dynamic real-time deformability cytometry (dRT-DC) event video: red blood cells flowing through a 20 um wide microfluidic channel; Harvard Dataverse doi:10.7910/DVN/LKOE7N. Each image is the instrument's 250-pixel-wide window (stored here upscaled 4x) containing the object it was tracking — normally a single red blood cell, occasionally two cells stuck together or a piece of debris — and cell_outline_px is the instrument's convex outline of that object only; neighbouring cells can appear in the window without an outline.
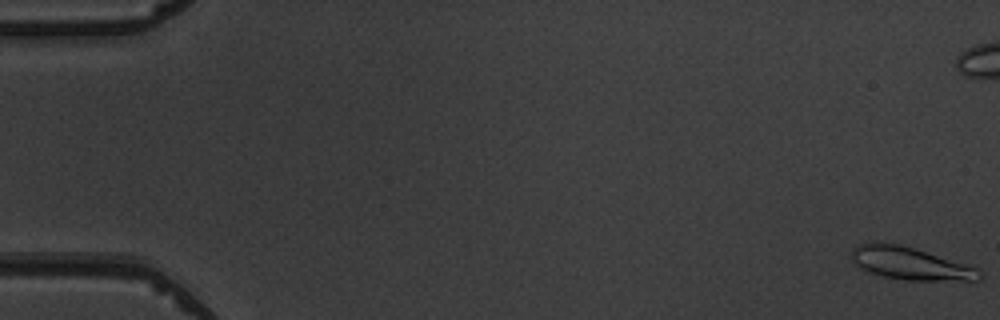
{"species": "common noctule bat (a hibernating species)", "species_latin": "Nyctalus noctula", "temperature_condition": "warm", "stored_images_in_passage": 6, "camera_frame_rate_fps": 3000, "um_per_image_px": 0.085, "animal": {"sex": "male", "body_mass_g": 19.5, "forearm_length_mm": 54.6}, "frame": {"image": 1, "passage_image": 1, "time_ms": 0.0, "image_size_px": [1000, 320], "cell_outline_px": [[984, 276], [980, 280], [908, 280], [884, 276], [872, 272], [856, 264], [852, 260], [852, 248], [860, 244], [872, 240], [900, 244], [916, 248], [976, 268]], "centroid_in_image_um": [77.35, 22.36], "position_along_channel_um": 7.7, "area_um2": 24.04}}